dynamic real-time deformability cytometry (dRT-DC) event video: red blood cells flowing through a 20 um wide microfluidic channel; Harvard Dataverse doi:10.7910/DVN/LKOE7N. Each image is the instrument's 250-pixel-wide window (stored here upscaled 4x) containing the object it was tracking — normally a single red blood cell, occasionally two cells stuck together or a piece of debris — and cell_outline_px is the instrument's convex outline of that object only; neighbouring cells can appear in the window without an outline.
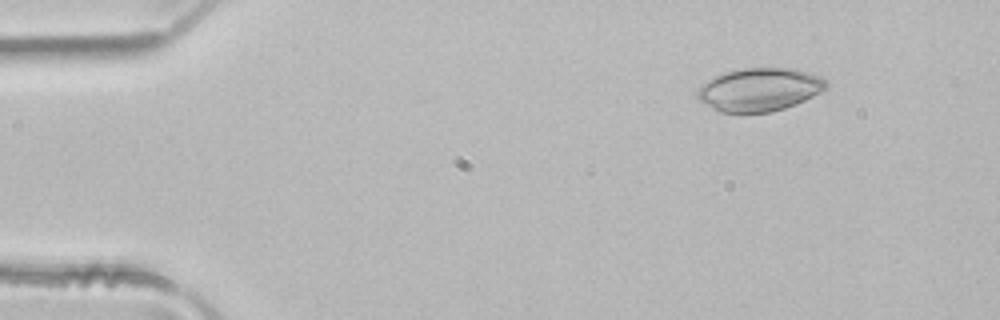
{"species": "common noctule bat (a hibernating species)", "species_latin": "Nyctalus noctula", "temperature_condition": "room temperature", "stored_images_in_passage": 3, "camera_frame_rate_fps": 3000, "um_per_image_px": 0.085, "animal": {"sex": "male", "body_mass_g": 21.5, "forearm_length_mm": 52.0}, "frame": {"image": 1, "passage_image": 1, "time_ms": 0.0, "image_size_px": [1000, 320], "cell_outline_px": [[828, 88], [796, 104], [772, 112], [716, 112], [700, 100], [696, 96], [696, 92], [708, 80], [724, 72], [744, 68], [796, 68], [820, 76], [828, 80]], "centroid_in_image_um": [64.58, 7.61], "position_along_channel_um": 20.4, "area_um2": 32.43}}
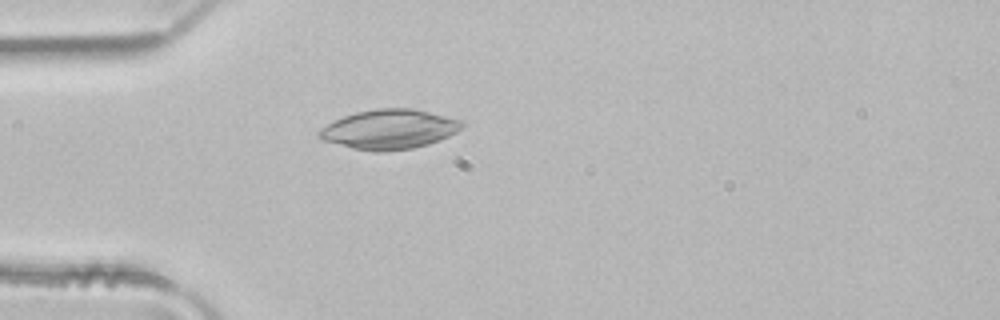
{"frame": {"image": 2, "passage_image": 3, "time_ms": 0.667, "image_size_px": [1000, 320], "cell_outline_px": [[464, 124], [456, 132], [440, 140], [428, 144], [412, 148], [384, 152], [376, 152], [352, 148], [320, 140], [316, 136], [316, 132], [320, 128], [344, 116], [356, 112], [376, 108], [416, 108], [464, 120]], "centroid_in_image_um": [33.08, 10.98], "position_along_channel_um": 51.9, "area_um2": 33.29}}